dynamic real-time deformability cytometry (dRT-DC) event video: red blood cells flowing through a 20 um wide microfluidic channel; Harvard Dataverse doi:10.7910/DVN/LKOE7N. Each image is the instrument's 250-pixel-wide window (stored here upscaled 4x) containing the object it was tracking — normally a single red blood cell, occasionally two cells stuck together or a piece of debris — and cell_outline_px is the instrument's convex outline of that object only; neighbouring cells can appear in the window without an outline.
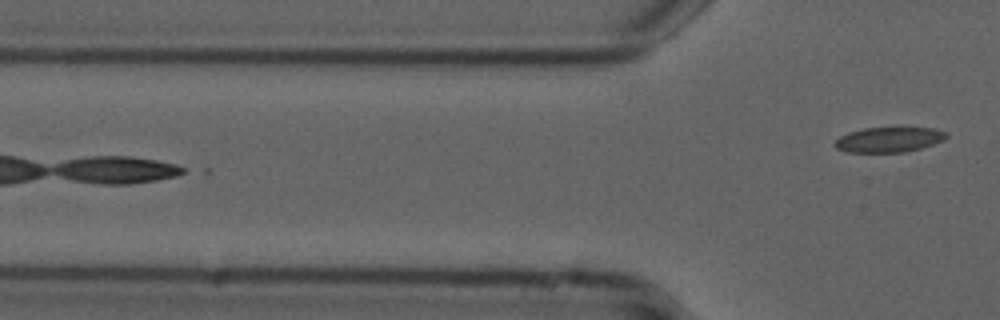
{"species": "common noctule bat (a hibernating species)", "species_latin": "Nyctalus noctula", "temperature_condition": "cold", "stored_images_in_passage": 5, "camera_frame_rate_fps": 3000, "um_per_image_px": 0.085, "animal": {"sex": "male", "forearm_length_mm": 52.5}, "frame": {"image": 1, "passage_image": 5, "time_ms": 1.333, "image_size_px": [1000, 320], "cell_outline_px": [[948, 136], [944, 140], [920, 148], [904, 152], [848, 152], [836, 148], [832, 144], [840, 136], [848, 132], [864, 128], [896, 124], [932, 128], [944, 132]], "centroid_in_image_um": [75.55, 11.81], "position_along_channel_um": 50.2, "area_um2": 17.11}}